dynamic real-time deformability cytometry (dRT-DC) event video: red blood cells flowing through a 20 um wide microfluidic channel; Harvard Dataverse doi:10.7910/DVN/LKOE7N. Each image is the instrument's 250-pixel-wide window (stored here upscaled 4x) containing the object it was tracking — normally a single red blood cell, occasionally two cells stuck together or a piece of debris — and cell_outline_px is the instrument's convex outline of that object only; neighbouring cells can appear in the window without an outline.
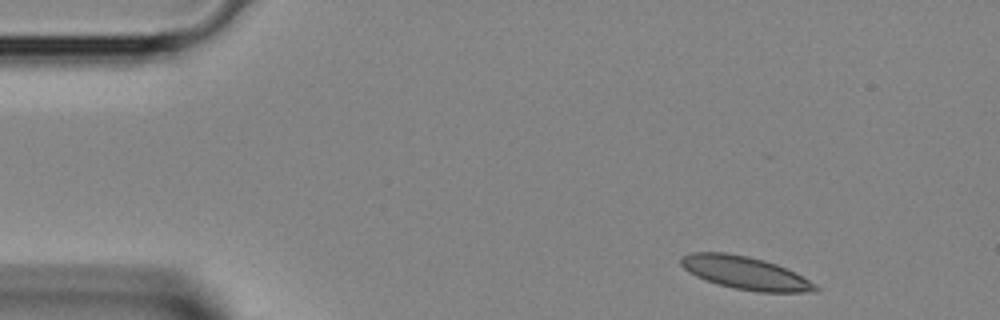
{"species": "Egyptian fruit bat (a non-hibernating species)", "species_latin": "Rousettus aegyptiacus", "temperature_condition": "room temperature", "stored_images_in_passage": 3, "camera_frame_rate_fps": 3000, "um_per_image_px": 0.085, "animal": {"sex": "female"}, "frame": {"image": 1, "passage_image": 1, "time_ms": 0.0, "image_size_px": [1000, 320], "cell_outline_px": [[820, 288], [816, 292], [760, 292], [732, 288], [716, 284], [704, 280], [688, 272], [680, 264], [680, 256], [692, 252], [724, 252], [748, 256], [764, 260], [776, 264], [816, 284]], "centroid_in_image_um": [63.29, 23.2], "position_along_channel_um": 21.7, "area_um2": 25.78}}
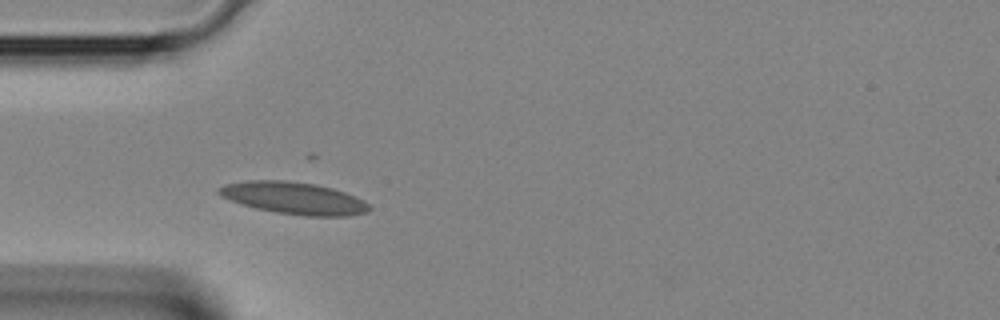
{"frame": {"image": 2, "passage_image": 2, "time_ms": 0.333, "image_size_px": [1000, 320], "cell_outline_px": [[372, 208], [368, 212], [348, 216], [308, 216], [276, 212], [256, 208], [220, 196], [216, 192], [216, 188], [224, 184], [248, 180], [284, 180], [316, 184], [332, 188], [344, 192], [364, 200]], "centroid_in_image_um": [24.98, 16.83], "position_along_channel_um": 60.0, "area_um2": 28.09}}